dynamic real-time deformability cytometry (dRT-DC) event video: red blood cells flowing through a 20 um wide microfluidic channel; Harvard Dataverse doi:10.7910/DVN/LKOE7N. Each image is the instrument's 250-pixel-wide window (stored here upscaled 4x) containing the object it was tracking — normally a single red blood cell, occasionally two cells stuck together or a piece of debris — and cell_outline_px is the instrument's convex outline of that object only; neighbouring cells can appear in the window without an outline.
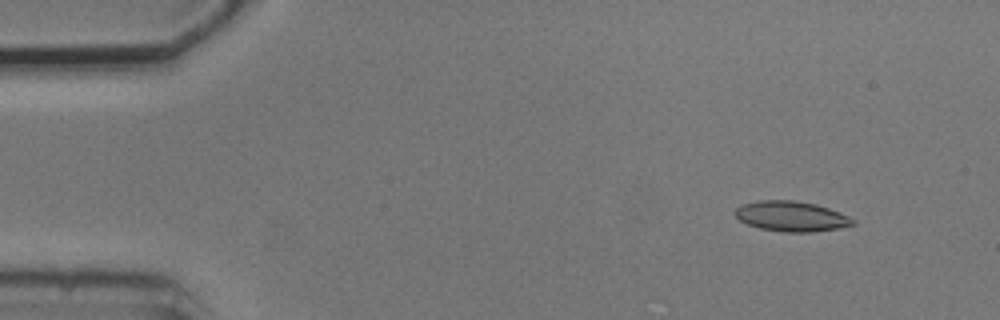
{"species": "common noctule bat (a hibernating species)", "species_latin": "Nyctalus noctula", "temperature_condition": "cold", "stored_images_in_passage": 6, "camera_frame_rate_fps": 3000, "um_per_image_px": 0.085, "animal": {"sex": "male", "body_mass_g": 20.5, "forearm_length_mm": 52.5}, "frame": {"image": 1, "passage_image": 2, "time_ms": 1.333, "image_size_px": [1000, 320], "cell_outline_px": [[856, 224], [836, 228], [812, 232], [784, 232], [760, 228], [748, 224], [740, 220], [732, 212], [736, 208], [744, 204], [756, 200], [792, 200], [816, 204], [828, 208], [848, 216], [856, 220]], "centroid_in_image_um": [67.25, 18.38], "position_along_channel_um": 17.8, "area_um2": 20.63}}